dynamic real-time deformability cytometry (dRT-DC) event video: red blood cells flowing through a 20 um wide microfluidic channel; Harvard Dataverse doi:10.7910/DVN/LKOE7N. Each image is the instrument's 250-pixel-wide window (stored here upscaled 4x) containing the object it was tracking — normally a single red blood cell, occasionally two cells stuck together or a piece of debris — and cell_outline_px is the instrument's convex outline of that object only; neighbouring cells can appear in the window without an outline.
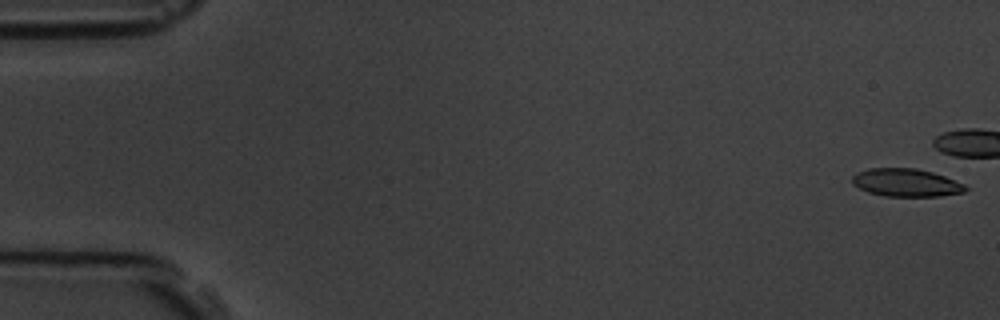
{"species": "common noctule bat (a hibernating species)", "species_latin": "Nyctalus noctula", "temperature_condition": "room temperature", "stored_images_in_passage": 11, "camera_frame_rate_fps": 3000, "um_per_image_px": 0.085, "animal": {"sex": "male", "body_mass_g": 19.5, "forearm_length_mm": 54.6}, "frame": {"image": 1, "passage_image": 1, "time_ms": 0.0, "image_size_px": [1000, 320], "cell_outline_px": [[968, 188], [964, 192], [940, 196], [884, 196], [868, 192], [852, 184], [852, 176], [856, 172], [868, 168], [916, 168], [932, 172], [944, 176], [964, 184]], "centroid_in_image_um": [76.99, 15.52], "position_along_channel_um": 8.0, "area_um2": 18.44}}
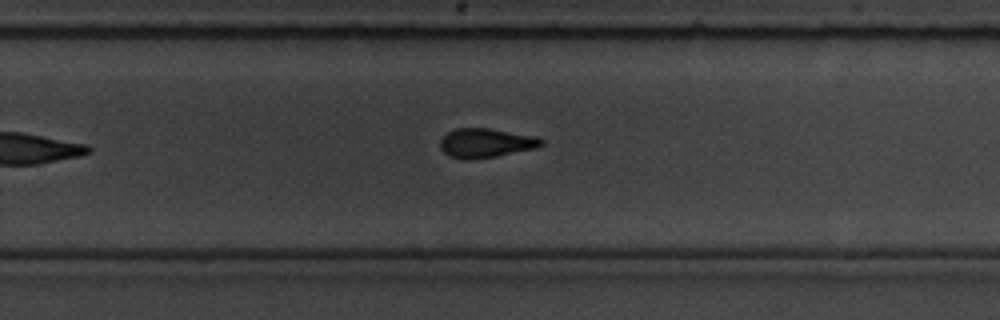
{"frame": {"image": 2, "passage_image": 11, "time_ms": 12.333, "image_size_px": [1000, 320], "cell_outline_px": [[544, 144], [536, 148], [496, 156], [472, 160], [464, 160], [448, 156], [440, 148], [440, 140], [448, 132], [456, 128], [488, 128], [536, 136], [544, 140]], "centroid_in_image_um": [41.29, 12.16], "position_along_channel_um": 288.5, "area_um2": 17.34}}